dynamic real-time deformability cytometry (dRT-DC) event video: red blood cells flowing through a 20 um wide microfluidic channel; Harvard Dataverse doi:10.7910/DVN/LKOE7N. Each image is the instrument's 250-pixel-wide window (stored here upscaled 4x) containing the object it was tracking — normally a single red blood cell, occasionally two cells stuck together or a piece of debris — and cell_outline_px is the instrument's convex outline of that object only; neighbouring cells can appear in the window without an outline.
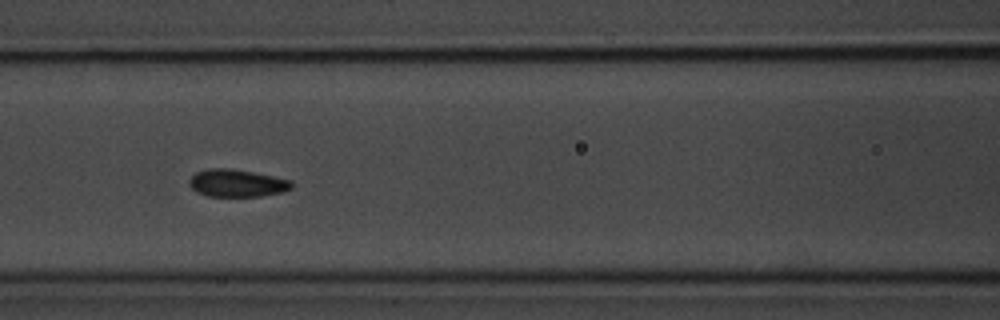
{"species": "common noctule bat (a hibernating species)", "species_latin": "Nyctalus noctula", "temperature_condition": "room temperature", "stored_images_in_passage": 3, "camera_frame_rate_fps": 3000, "um_per_image_px": 0.085, "animal": {"sex": "male", "body_mass_g": 20.1, "forearm_length_mm": 53.5}, "frame": {"image": 1, "passage_image": 3, "time_ms": 2.333, "image_size_px": [1000, 320], "cell_outline_px": [[292, 188], [284, 192], [260, 196], [208, 196], [196, 192], [188, 184], [188, 180], [196, 172], [208, 168], [232, 168], [292, 180]], "centroid_in_image_um": [20.12, 15.56], "position_along_channel_um": 146.5, "area_um2": 16.47}}